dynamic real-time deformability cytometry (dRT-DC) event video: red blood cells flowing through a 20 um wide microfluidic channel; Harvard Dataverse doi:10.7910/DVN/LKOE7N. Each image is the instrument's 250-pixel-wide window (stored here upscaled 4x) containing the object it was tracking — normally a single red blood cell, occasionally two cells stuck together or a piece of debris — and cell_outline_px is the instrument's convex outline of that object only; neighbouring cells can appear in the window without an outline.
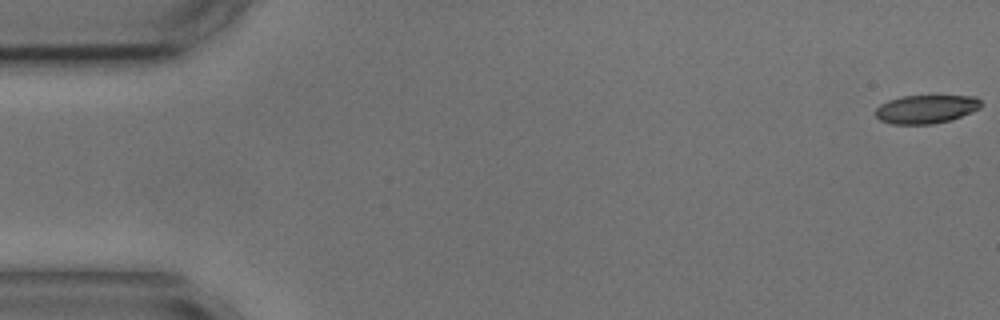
{"species": "common noctule bat (a hibernating species)", "species_latin": "Nyctalus noctula", "temperature_condition": "cold", "stored_images_in_passage": 46, "camera_frame_rate_fps": 3000, "um_per_image_px": 0.085, "animal": {"sex": "male", "body_mass_g": 17.9, "forearm_length_mm": 54.2}, "frame": {"image": 1, "passage_image": 1, "time_ms": 0.0, "image_size_px": [1000, 320], "cell_outline_px": [[980, 108], [972, 112], [952, 120], [932, 124], [892, 124], [880, 120], [876, 116], [876, 108], [880, 104], [888, 100], [900, 96], [976, 96], [980, 100]], "centroid_in_image_um": [78.71, 9.28], "position_along_channel_um": 6.3, "area_um2": 17.57}}
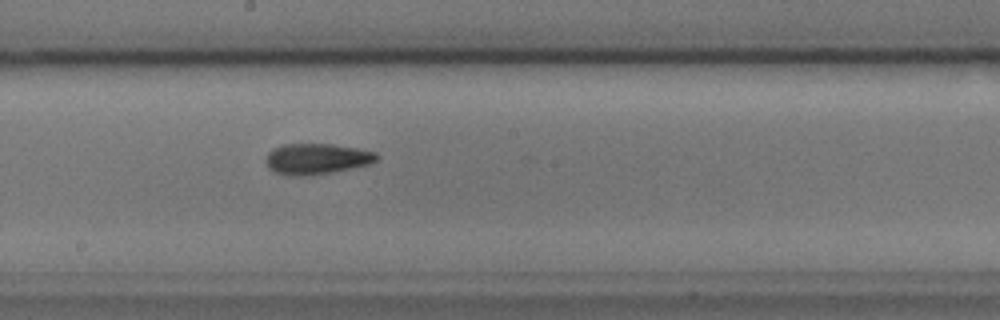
{"frame": {"image": 2, "passage_image": 30, "time_ms": 9.667, "image_size_px": [1000, 320], "cell_outline_px": [[380, 156], [376, 160], [368, 164], [332, 172], [296, 176], [276, 172], [268, 168], [268, 152], [272, 148], [284, 144], [332, 144], [356, 148], [376, 152]], "centroid_in_image_um": [26.93, 13.48], "position_along_channel_um": 221.3, "area_um2": 19.48}}